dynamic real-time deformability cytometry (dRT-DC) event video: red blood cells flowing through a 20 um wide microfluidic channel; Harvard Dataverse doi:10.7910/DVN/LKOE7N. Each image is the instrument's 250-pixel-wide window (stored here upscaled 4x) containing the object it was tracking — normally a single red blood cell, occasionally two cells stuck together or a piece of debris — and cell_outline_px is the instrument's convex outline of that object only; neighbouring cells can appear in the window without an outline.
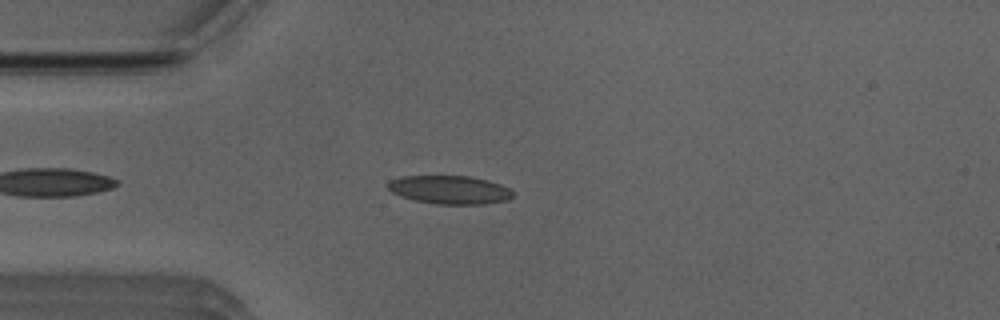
{"species": "Egyptian fruit bat (a non-hibernating species)", "species_latin": "Rousettus aegyptiacus", "temperature_condition": "room temperature", "stored_images_in_passage": 43, "camera_frame_rate_fps": 3000, "um_per_image_px": 0.085, "animal": {"sex": "male"}, "frame": {"image": 1, "passage_image": 7, "time_ms": 2.0, "image_size_px": [1000, 320], "cell_outline_px": [[512, 196], [508, 200], [484, 204], [436, 204], [416, 200], [400, 196], [392, 192], [384, 184], [388, 180], [404, 176], [468, 176], [488, 180], [500, 184], [508, 188], [512, 192]], "centroid_in_image_um": [38.18, 16.13], "position_along_channel_um": 46.8, "area_um2": 20.69}}
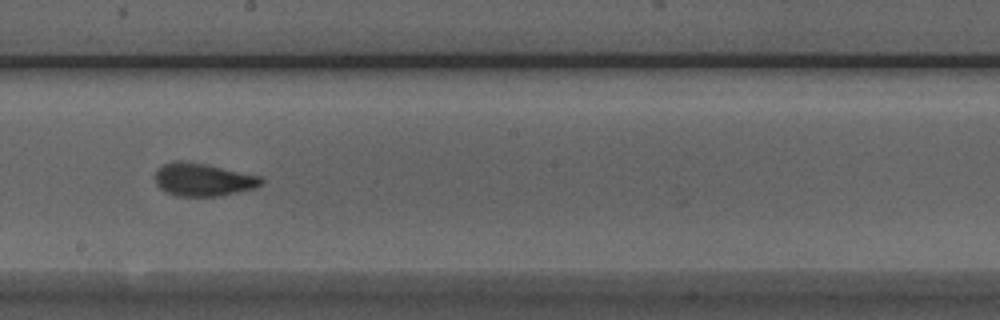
{"frame": {"image": 2, "passage_image": 22, "time_ms": 7.0, "image_size_px": [1000, 320], "cell_outline_px": [[264, 184], [256, 188], [220, 196], [176, 196], [164, 192], [156, 184], [156, 168], [172, 160], [184, 160], [208, 164], [260, 176], [264, 180]], "centroid_in_image_um": [17.26, 15.26], "position_along_channel_um": 230.9, "area_um2": 20.75}}
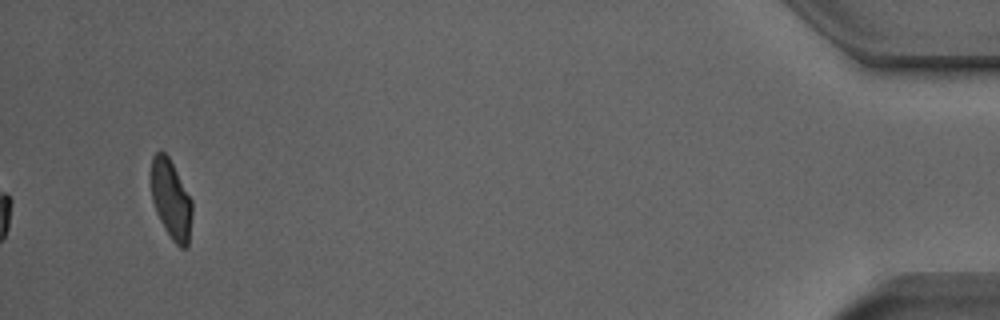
{"frame": {"image": 3, "passage_image": 43, "time_ms": 14.0, "image_size_px": [1000, 320], "cell_outline_px": [[192, 212], [188, 248], [180, 248], [172, 240], [164, 228], [156, 212], [152, 200], [152, 156], [160, 148], [168, 156], [192, 200]], "centroid_in_image_um": [14.55, 16.97], "position_along_channel_um": 420.7, "area_um2": 18.84}, "authors_computed_cell_mechanics": {"area_um2": 19.9988, "velocity_mm_per_s": 3.9304, "shape_relaxation_time_tau1_ms": 5.8512, "shape_relaxation_time_tau2_ms": 1.0235, "deformation_change_tau1": 0.1603, "deformation_change_tau2": 0.0723}}